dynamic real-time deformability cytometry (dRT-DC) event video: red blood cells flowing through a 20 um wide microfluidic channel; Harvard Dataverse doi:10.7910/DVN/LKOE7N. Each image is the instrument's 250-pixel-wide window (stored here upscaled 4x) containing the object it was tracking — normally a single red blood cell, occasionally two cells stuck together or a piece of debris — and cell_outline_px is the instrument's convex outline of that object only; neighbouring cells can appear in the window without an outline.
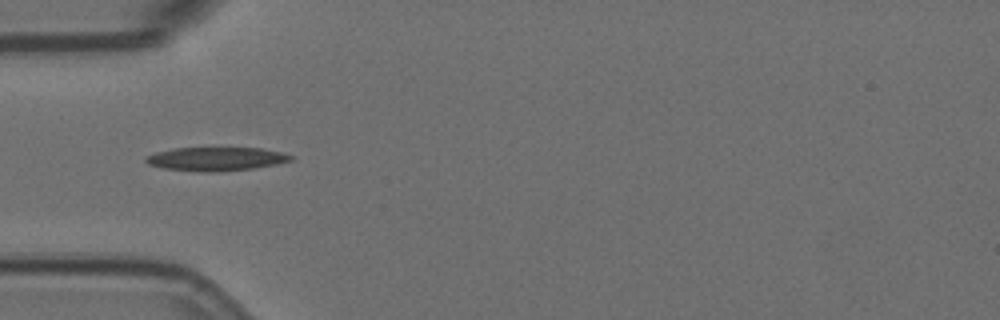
{"species": "Egyptian fruit bat (a non-hibernating species)", "species_latin": "Rousettus aegyptiacus", "temperature_condition": "room temperature", "stored_images_in_passage": 7, "camera_frame_rate_fps": 3000, "um_per_image_px": 0.085, "animal": {"sex": "female"}, "frame": {"image": 1, "passage_image": 5, "time_ms": 1.333, "image_size_px": [1000, 320], "cell_outline_px": [[292, 160], [276, 164], [252, 168], [216, 172], [204, 172], [164, 168], [148, 164], [144, 160], [144, 156], [156, 152], [172, 148], [260, 148], [280, 152], [292, 156]], "centroid_in_image_um": [18.3, 13.5], "position_along_channel_um": 66.7, "area_um2": 19.83}}
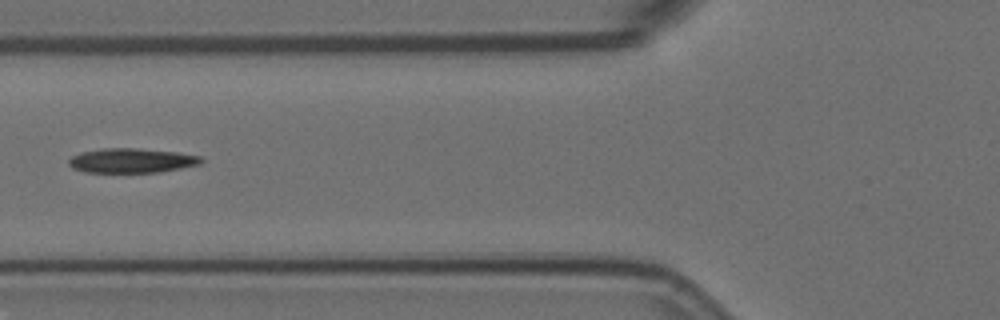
{"frame": {"image": 2, "passage_image": 6, "time_ms": 1.667, "image_size_px": [1000, 320], "cell_outline_px": [[204, 160], [200, 164], [160, 172], [84, 172], [72, 168], [68, 164], [68, 160], [72, 156], [80, 152], [100, 148], [136, 148], [176, 152], [200, 156]], "centroid_in_image_um": [11.15, 13.64], "position_along_channel_um": 114.7, "area_um2": 18.96}}
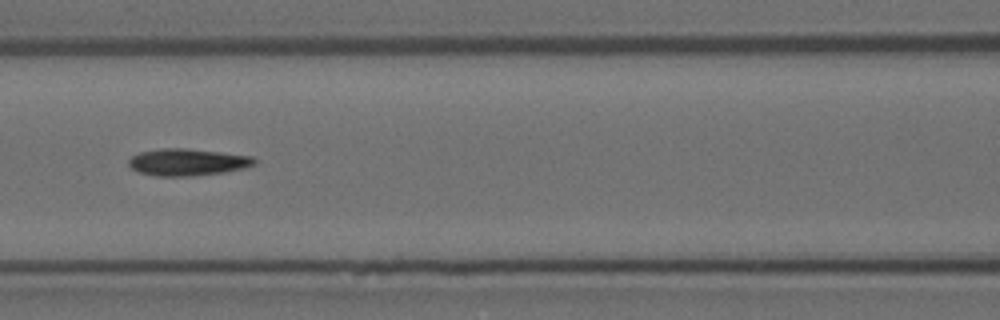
{"frame": {"image": 3, "passage_image": 7, "time_ms": 2.0, "image_size_px": [1000, 320], "cell_outline_px": [[256, 164], [244, 168], [224, 172], [192, 176], [156, 176], [140, 172], [132, 168], [128, 164], [128, 160], [132, 156], [140, 152], [160, 148], [188, 148], [252, 156], [256, 160]], "centroid_in_image_um": [15.94, 13.78], "position_along_channel_um": 150.7, "area_um2": 19.77}}